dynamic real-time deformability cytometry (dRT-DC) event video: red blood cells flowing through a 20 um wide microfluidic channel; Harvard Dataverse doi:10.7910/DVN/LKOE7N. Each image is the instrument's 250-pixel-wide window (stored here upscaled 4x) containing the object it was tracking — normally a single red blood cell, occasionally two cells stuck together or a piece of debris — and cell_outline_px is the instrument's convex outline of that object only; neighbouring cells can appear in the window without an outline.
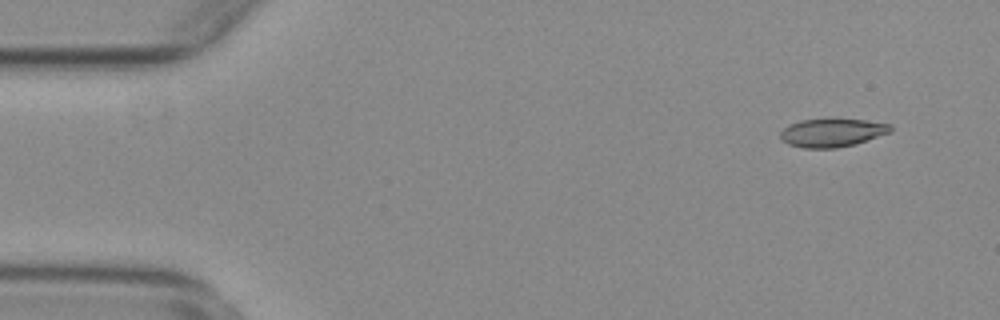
{"species": "common noctule bat (a hibernating species)", "species_latin": "Nyctalus noctula", "temperature_condition": "warm", "stored_images_in_passage": 54, "camera_frame_rate_fps": 3000, "um_per_image_px": 0.085, "animal": {"sex": "female", "body_mass_g": 29.2, "forearm_length_mm": 56.3}, "frame": {"image": 1, "passage_image": 4, "time_ms": 1.0, "image_size_px": [1000, 320], "cell_outline_px": [[892, 132], [856, 144], [836, 148], [804, 148], [788, 144], [780, 136], [780, 132], [784, 128], [800, 120], [864, 120], [892, 124]], "centroid_in_image_um": [70.78, 11.3], "position_along_channel_um": 14.2, "area_um2": 17.92}}
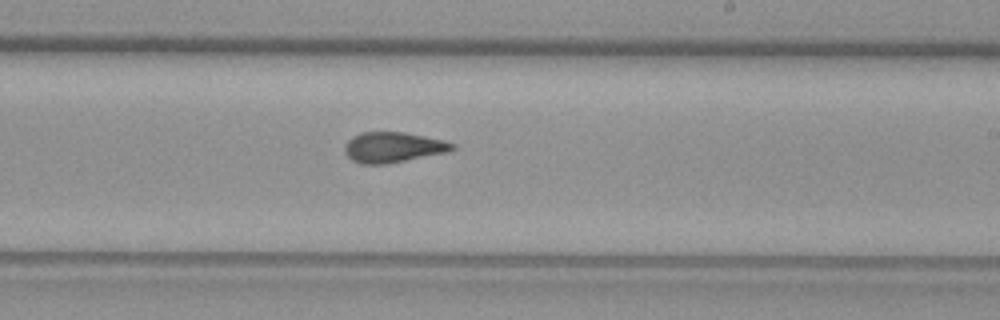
{"frame": {"image": 2, "passage_image": 32, "time_ms": 10.333, "image_size_px": [1000, 320], "cell_outline_px": [[456, 148], [448, 152], [388, 164], [360, 164], [352, 160], [344, 152], [344, 148], [348, 140], [352, 136], [360, 132], [404, 132], [444, 140], [456, 144]], "centroid_in_image_um": [33.42, 12.52], "position_along_channel_um": 255.6, "area_um2": 19.25}}
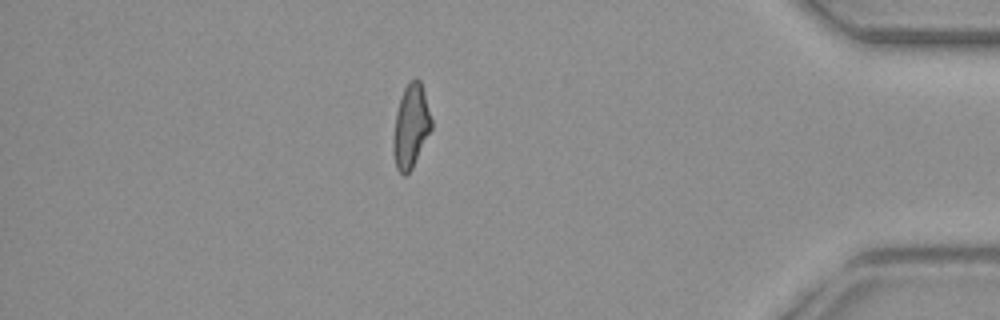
{"frame": {"image": 3, "passage_image": 47, "time_ms": 15.333, "image_size_px": [1000, 320], "cell_outline_px": [[432, 128], [412, 168], [404, 176], [396, 168], [392, 152], [392, 144], [396, 112], [404, 88], [416, 76], [420, 80], [424, 92], [432, 120]], "centroid_in_image_um": [34.91, 10.74], "position_along_channel_um": 400.3, "area_um2": 18.44}, "authors_computed_cell_mechanics": {"area_um2": 18.8717, "velocity_mm_per_s": 3.7766, "shape_relaxation_time_tau1_ms": null, "shape_relaxation_time_tau2_ms": 2.2545, "deformation_change_tau1": null, "deformation_change_tau2": 0.0883}}